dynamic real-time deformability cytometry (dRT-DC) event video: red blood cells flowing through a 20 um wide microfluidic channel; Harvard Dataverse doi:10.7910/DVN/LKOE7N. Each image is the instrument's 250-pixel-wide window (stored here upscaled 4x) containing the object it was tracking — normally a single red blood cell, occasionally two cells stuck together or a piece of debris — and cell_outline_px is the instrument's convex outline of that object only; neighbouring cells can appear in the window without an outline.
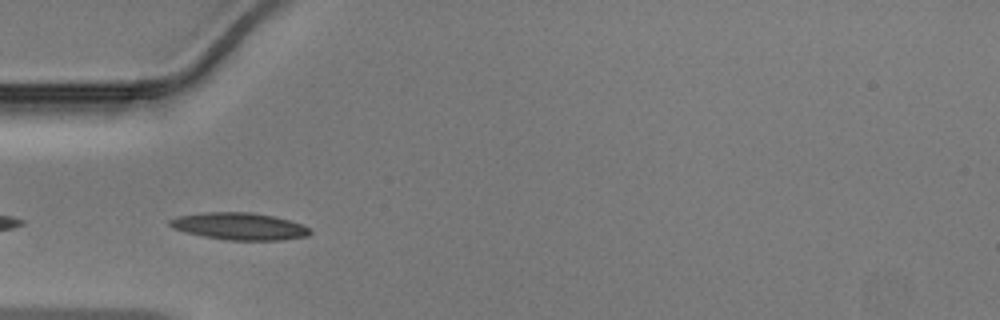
{"species": "Egyptian fruit bat (a non-hibernating species)", "species_latin": "Rousettus aegyptiacus", "temperature_condition": "warm", "stored_images_in_passage": 6, "camera_frame_rate_fps": 3000, "um_per_image_px": 0.085, "animal": {"sex": "male"}, "frame": {"image": 1, "passage_image": 2, "time_ms": 0.333, "image_size_px": [1000, 320], "cell_outline_px": [[312, 232], [308, 236], [280, 240], [228, 240], [204, 236], [172, 228], [168, 224], [168, 220], [176, 216], [204, 212], [248, 212], [272, 216], [304, 224], [312, 228]], "centroid_in_image_um": [20.37, 19.23], "position_along_channel_um": 64.6, "area_um2": 22.2}}
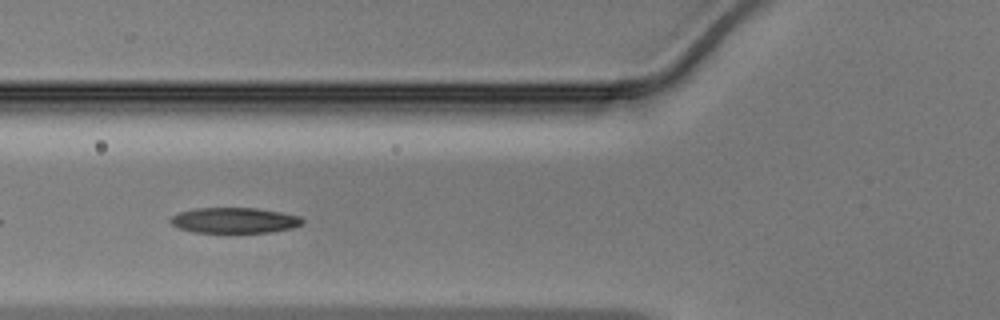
{"frame": {"image": 2, "passage_image": 5, "time_ms": 1.333, "image_size_px": [1000, 320], "cell_outline_px": [[304, 224], [292, 228], [272, 232], [192, 232], [176, 228], [168, 220], [176, 212], [192, 208], [256, 208], [280, 212], [300, 216], [304, 220]], "centroid_in_image_um": [19.88, 18.72], "position_along_channel_um": 105.9, "area_um2": 19.88}}